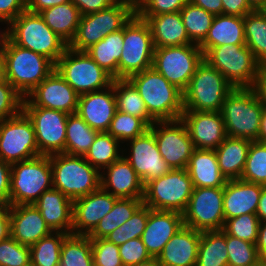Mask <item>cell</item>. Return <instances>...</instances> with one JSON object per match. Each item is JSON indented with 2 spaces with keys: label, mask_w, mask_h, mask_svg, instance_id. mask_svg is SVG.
Here are the masks:
<instances>
[{
  "label": "cell",
  "mask_w": 266,
  "mask_h": 266,
  "mask_svg": "<svg viewBox=\"0 0 266 266\" xmlns=\"http://www.w3.org/2000/svg\"><path fill=\"white\" fill-rule=\"evenodd\" d=\"M128 80L138 90L148 113L156 121L181 119L183 92L153 67L131 75Z\"/></svg>",
  "instance_id": "obj_1"
},
{
  "label": "cell",
  "mask_w": 266,
  "mask_h": 266,
  "mask_svg": "<svg viewBox=\"0 0 266 266\" xmlns=\"http://www.w3.org/2000/svg\"><path fill=\"white\" fill-rule=\"evenodd\" d=\"M263 107L252 87L234 88L220 110L227 136L258 141Z\"/></svg>",
  "instance_id": "obj_2"
},
{
  "label": "cell",
  "mask_w": 266,
  "mask_h": 266,
  "mask_svg": "<svg viewBox=\"0 0 266 266\" xmlns=\"http://www.w3.org/2000/svg\"><path fill=\"white\" fill-rule=\"evenodd\" d=\"M1 55L8 82L24 98L55 70V64L50 59L11 40Z\"/></svg>",
  "instance_id": "obj_3"
},
{
  "label": "cell",
  "mask_w": 266,
  "mask_h": 266,
  "mask_svg": "<svg viewBox=\"0 0 266 266\" xmlns=\"http://www.w3.org/2000/svg\"><path fill=\"white\" fill-rule=\"evenodd\" d=\"M53 188L71 200L86 196L100 188V171L83 156L65 153L50 155Z\"/></svg>",
  "instance_id": "obj_4"
},
{
  "label": "cell",
  "mask_w": 266,
  "mask_h": 266,
  "mask_svg": "<svg viewBox=\"0 0 266 266\" xmlns=\"http://www.w3.org/2000/svg\"><path fill=\"white\" fill-rule=\"evenodd\" d=\"M234 88L216 68L203 59L183 92L184 111L218 112Z\"/></svg>",
  "instance_id": "obj_5"
},
{
  "label": "cell",
  "mask_w": 266,
  "mask_h": 266,
  "mask_svg": "<svg viewBox=\"0 0 266 266\" xmlns=\"http://www.w3.org/2000/svg\"><path fill=\"white\" fill-rule=\"evenodd\" d=\"M10 40L50 59L54 64L68 45L44 22L39 13L24 11L10 26Z\"/></svg>",
  "instance_id": "obj_6"
},
{
  "label": "cell",
  "mask_w": 266,
  "mask_h": 266,
  "mask_svg": "<svg viewBox=\"0 0 266 266\" xmlns=\"http://www.w3.org/2000/svg\"><path fill=\"white\" fill-rule=\"evenodd\" d=\"M52 188L50 156L40 155L11 164L10 205L34 204Z\"/></svg>",
  "instance_id": "obj_7"
},
{
  "label": "cell",
  "mask_w": 266,
  "mask_h": 266,
  "mask_svg": "<svg viewBox=\"0 0 266 266\" xmlns=\"http://www.w3.org/2000/svg\"><path fill=\"white\" fill-rule=\"evenodd\" d=\"M55 69L79 96L106 89L114 80L85 51H75L69 46L55 64Z\"/></svg>",
  "instance_id": "obj_8"
},
{
  "label": "cell",
  "mask_w": 266,
  "mask_h": 266,
  "mask_svg": "<svg viewBox=\"0 0 266 266\" xmlns=\"http://www.w3.org/2000/svg\"><path fill=\"white\" fill-rule=\"evenodd\" d=\"M154 45L149 24L135 14L123 27V47L118 79L152 68Z\"/></svg>",
  "instance_id": "obj_9"
},
{
  "label": "cell",
  "mask_w": 266,
  "mask_h": 266,
  "mask_svg": "<svg viewBox=\"0 0 266 266\" xmlns=\"http://www.w3.org/2000/svg\"><path fill=\"white\" fill-rule=\"evenodd\" d=\"M204 59L235 88L254 86L260 63L245 44L212 47L204 55Z\"/></svg>",
  "instance_id": "obj_10"
},
{
  "label": "cell",
  "mask_w": 266,
  "mask_h": 266,
  "mask_svg": "<svg viewBox=\"0 0 266 266\" xmlns=\"http://www.w3.org/2000/svg\"><path fill=\"white\" fill-rule=\"evenodd\" d=\"M192 191V180L186 168L171 169L144 186L143 203L154 210L183 213Z\"/></svg>",
  "instance_id": "obj_11"
},
{
  "label": "cell",
  "mask_w": 266,
  "mask_h": 266,
  "mask_svg": "<svg viewBox=\"0 0 266 266\" xmlns=\"http://www.w3.org/2000/svg\"><path fill=\"white\" fill-rule=\"evenodd\" d=\"M136 11L124 3L81 16L77 33L69 47L75 51H85L110 33L122 29Z\"/></svg>",
  "instance_id": "obj_12"
},
{
  "label": "cell",
  "mask_w": 266,
  "mask_h": 266,
  "mask_svg": "<svg viewBox=\"0 0 266 266\" xmlns=\"http://www.w3.org/2000/svg\"><path fill=\"white\" fill-rule=\"evenodd\" d=\"M204 55L197 44L154 48L152 67L184 92Z\"/></svg>",
  "instance_id": "obj_13"
},
{
  "label": "cell",
  "mask_w": 266,
  "mask_h": 266,
  "mask_svg": "<svg viewBox=\"0 0 266 266\" xmlns=\"http://www.w3.org/2000/svg\"><path fill=\"white\" fill-rule=\"evenodd\" d=\"M40 156L32 121L22 110L0 121V159L9 164Z\"/></svg>",
  "instance_id": "obj_14"
},
{
  "label": "cell",
  "mask_w": 266,
  "mask_h": 266,
  "mask_svg": "<svg viewBox=\"0 0 266 266\" xmlns=\"http://www.w3.org/2000/svg\"><path fill=\"white\" fill-rule=\"evenodd\" d=\"M185 226L197 231H220L225 224L223 187L193 188L182 213Z\"/></svg>",
  "instance_id": "obj_15"
},
{
  "label": "cell",
  "mask_w": 266,
  "mask_h": 266,
  "mask_svg": "<svg viewBox=\"0 0 266 266\" xmlns=\"http://www.w3.org/2000/svg\"><path fill=\"white\" fill-rule=\"evenodd\" d=\"M149 130L154 134L158 150L170 168H186L196 148L185 123L181 119L155 121Z\"/></svg>",
  "instance_id": "obj_16"
},
{
  "label": "cell",
  "mask_w": 266,
  "mask_h": 266,
  "mask_svg": "<svg viewBox=\"0 0 266 266\" xmlns=\"http://www.w3.org/2000/svg\"><path fill=\"white\" fill-rule=\"evenodd\" d=\"M33 123L40 155L65 153L68 114L43 107H23Z\"/></svg>",
  "instance_id": "obj_17"
},
{
  "label": "cell",
  "mask_w": 266,
  "mask_h": 266,
  "mask_svg": "<svg viewBox=\"0 0 266 266\" xmlns=\"http://www.w3.org/2000/svg\"><path fill=\"white\" fill-rule=\"evenodd\" d=\"M122 156L135 170L144 186L171 170L161 156L154 134L149 129L143 135L125 142Z\"/></svg>",
  "instance_id": "obj_18"
},
{
  "label": "cell",
  "mask_w": 266,
  "mask_h": 266,
  "mask_svg": "<svg viewBox=\"0 0 266 266\" xmlns=\"http://www.w3.org/2000/svg\"><path fill=\"white\" fill-rule=\"evenodd\" d=\"M79 95L55 69L23 100V107H43L76 113Z\"/></svg>",
  "instance_id": "obj_19"
},
{
  "label": "cell",
  "mask_w": 266,
  "mask_h": 266,
  "mask_svg": "<svg viewBox=\"0 0 266 266\" xmlns=\"http://www.w3.org/2000/svg\"><path fill=\"white\" fill-rule=\"evenodd\" d=\"M181 120L196 149L215 150L227 137L220 111H183Z\"/></svg>",
  "instance_id": "obj_20"
},
{
  "label": "cell",
  "mask_w": 266,
  "mask_h": 266,
  "mask_svg": "<svg viewBox=\"0 0 266 266\" xmlns=\"http://www.w3.org/2000/svg\"><path fill=\"white\" fill-rule=\"evenodd\" d=\"M101 187L83 197L73 201V225L71 234L88 235L107 215L117 200Z\"/></svg>",
  "instance_id": "obj_21"
},
{
  "label": "cell",
  "mask_w": 266,
  "mask_h": 266,
  "mask_svg": "<svg viewBox=\"0 0 266 266\" xmlns=\"http://www.w3.org/2000/svg\"><path fill=\"white\" fill-rule=\"evenodd\" d=\"M116 110L113 80L112 85L106 89L80 95L76 113L92 129L107 132Z\"/></svg>",
  "instance_id": "obj_22"
},
{
  "label": "cell",
  "mask_w": 266,
  "mask_h": 266,
  "mask_svg": "<svg viewBox=\"0 0 266 266\" xmlns=\"http://www.w3.org/2000/svg\"><path fill=\"white\" fill-rule=\"evenodd\" d=\"M184 226L183 215L176 211L149 207L148 221L141 239L151 257H157L173 235Z\"/></svg>",
  "instance_id": "obj_23"
},
{
  "label": "cell",
  "mask_w": 266,
  "mask_h": 266,
  "mask_svg": "<svg viewBox=\"0 0 266 266\" xmlns=\"http://www.w3.org/2000/svg\"><path fill=\"white\" fill-rule=\"evenodd\" d=\"M100 174V187L114 197L143 199L144 184L123 156Z\"/></svg>",
  "instance_id": "obj_24"
},
{
  "label": "cell",
  "mask_w": 266,
  "mask_h": 266,
  "mask_svg": "<svg viewBox=\"0 0 266 266\" xmlns=\"http://www.w3.org/2000/svg\"><path fill=\"white\" fill-rule=\"evenodd\" d=\"M51 232L34 204L10 205V236L20 244L30 247Z\"/></svg>",
  "instance_id": "obj_25"
},
{
  "label": "cell",
  "mask_w": 266,
  "mask_h": 266,
  "mask_svg": "<svg viewBox=\"0 0 266 266\" xmlns=\"http://www.w3.org/2000/svg\"><path fill=\"white\" fill-rule=\"evenodd\" d=\"M263 186L242 179L227 180L223 187L225 221L243 214H256Z\"/></svg>",
  "instance_id": "obj_26"
},
{
  "label": "cell",
  "mask_w": 266,
  "mask_h": 266,
  "mask_svg": "<svg viewBox=\"0 0 266 266\" xmlns=\"http://www.w3.org/2000/svg\"><path fill=\"white\" fill-rule=\"evenodd\" d=\"M201 232L183 226L157 256L161 266H196Z\"/></svg>",
  "instance_id": "obj_27"
},
{
  "label": "cell",
  "mask_w": 266,
  "mask_h": 266,
  "mask_svg": "<svg viewBox=\"0 0 266 266\" xmlns=\"http://www.w3.org/2000/svg\"><path fill=\"white\" fill-rule=\"evenodd\" d=\"M34 206L40 211L47 226L52 232L71 234L73 225V200L60 190L45 191Z\"/></svg>",
  "instance_id": "obj_28"
},
{
  "label": "cell",
  "mask_w": 266,
  "mask_h": 266,
  "mask_svg": "<svg viewBox=\"0 0 266 266\" xmlns=\"http://www.w3.org/2000/svg\"><path fill=\"white\" fill-rule=\"evenodd\" d=\"M139 17L150 26L154 48L193 44L188 37L180 12Z\"/></svg>",
  "instance_id": "obj_29"
},
{
  "label": "cell",
  "mask_w": 266,
  "mask_h": 266,
  "mask_svg": "<svg viewBox=\"0 0 266 266\" xmlns=\"http://www.w3.org/2000/svg\"><path fill=\"white\" fill-rule=\"evenodd\" d=\"M186 170L193 188L224 187L227 182L220 171L215 150L195 149Z\"/></svg>",
  "instance_id": "obj_30"
},
{
  "label": "cell",
  "mask_w": 266,
  "mask_h": 266,
  "mask_svg": "<svg viewBox=\"0 0 266 266\" xmlns=\"http://www.w3.org/2000/svg\"><path fill=\"white\" fill-rule=\"evenodd\" d=\"M226 44H245L244 17L214 16L208 35L199 47L205 55L212 47Z\"/></svg>",
  "instance_id": "obj_31"
},
{
  "label": "cell",
  "mask_w": 266,
  "mask_h": 266,
  "mask_svg": "<svg viewBox=\"0 0 266 266\" xmlns=\"http://www.w3.org/2000/svg\"><path fill=\"white\" fill-rule=\"evenodd\" d=\"M251 142L248 139L227 136L215 149L220 171L227 180L241 178Z\"/></svg>",
  "instance_id": "obj_32"
},
{
  "label": "cell",
  "mask_w": 266,
  "mask_h": 266,
  "mask_svg": "<svg viewBox=\"0 0 266 266\" xmlns=\"http://www.w3.org/2000/svg\"><path fill=\"white\" fill-rule=\"evenodd\" d=\"M39 14L52 31L69 46L76 36L82 16L79 9L69 2L44 9Z\"/></svg>",
  "instance_id": "obj_33"
},
{
  "label": "cell",
  "mask_w": 266,
  "mask_h": 266,
  "mask_svg": "<svg viewBox=\"0 0 266 266\" xmlns=\"http://www.w3.org/2000/svg\"><path fill=\"white\" fill-rule=\"evenodd\" d=\"M123 47V28L105 36L85 52L114 79H118V62Z\"/></svg>",
  "instance_id": "obj_34"
},
{
  "label": "cell",
  "mask_w": 266,
  "mask_h": 266,
  "mask_svg": "<svg viewBox=\"0 0 266 266\" xmlns=\"http://www.w3.org/2000/svg\"><path fill=\"white\" fill-rule=\"evenodd\" d=\"M117 110L140 118L149 128L156 121L147 111L138 90L128 79H114Z\"/></svg>",
  "instance_id": "obj_35"
},
{
  "label": "cell",
  "mask_w": 266,
  "mask_h": 266,
  "mask_svg": "<svg viewBox=\"0 0 266 266\" xmlns=\"http://www.w3.org/2000/svg\"><path fill=\"white\" fill-rule=\"evenodd\" d=\"M143 204V199L118 198L112 210L98 222L87 236L90 239L106 238L116 228L130 219Z\"/></svg>",
  "instance_id": "obj_36"
},
{
  "label": "cell",
  "mask_w": 266,
  "mask_h": 266,
  "mask_svg": "<svg viewBox=\"0 0 266 266\" xmlns=\"http://www.w3.org/2000/svg\"><path fill=\"white\" fill-rule=\"evenodd\" d=\"M196 266H228L226 232H201Z\"/></svg>",
  "instance_id": "obj_37"
},
{
  "label": "cell",
  "mask_w": 266,
  "mask_h": 266,
  "mask_svg": "<svg viewBox=\"0 0 266 266\" xmlns=\"http://www.w3.org/2000/svg\"><path fill=\"white\" fill-rule=\"evenodd\" d=\"M98 133L97 130L92 129L77 113L68 114L65 154L84 157Z\"/></svg>",
  "instance_id": "obj_38"
},
{
  "label": "cell",
  "mask_w": 266,
  "mask_h": 266,
  "mask_svg": "<svg viewBox=\"0 0 266 266\" xmlns=\"http://www.w3.org/2000/svg\"><path fill=\"white\" fill-rule=\"evenodd\" d=\"M123 153V145L108 132H99L84 155L85 160L100 172L112 165Z\"/></svg>",
  "instance_id": "obj_39"
},
{
  "label": "cell",
  "mask_w": 266,
  "mask_h": 266,
  "mask_svg": "<svg viewBox=\"0 0 266 266\" xmlns=\"http://www.w3.org/2000/svg\"><path fill=\"white\" fill-rule=\"evenodd\" d=\"M245 45L255 59L266 63V18L260 10H253L244 16Z\"/></svg>",
  "instance_id": "obj_40"
},
{
  "label": "cell",
  "mask_w": 266,
  "mask_h": 266,
  "mask_svg": "<svg viewBox=\"0 0 266 266\" xmlns=\"http://www.w3.org/2000/svg\"><path fill=\"white\" fill-rule=\"evenodd\" d=\"M60 266H93L92 240L87 235L69 234L61 246Z\"/></svg>",
  "instance_id": "obj_41"
},
{
  "label": "cell",
  "mask_w": 266,
  "mask_h": 266,
  "mask_svg": "<svg viewBox=\"0 0 266 266\" xmlns=\"http://www.w3.org/2000/svg\"><path fill=\"white\" fill-rule=\"evenodd\" d=\"M69 234L51 232L30 246V260L33 266H60L61 246Z\"/></svg>",
  "instance_id": "obj_42"
},
{
  "label": "cell",
  "mask_w": 266,
  "mask_h": 266,
  "mask_svg": "<svg viewBox=\"0 0 266 266\" xmlns=\"http://www.w3.org/2000/svg\"><path fill=\"white\" fill-rule=\"evenodd\" d=\"M180 14L190 41L200 45L208 35L214 15L189 1Z\"/></svg>",
  "instance_id": "obj_43"
},
{
  "label": "cell",
  "mask_w": 266,
  "mask_h": 266,
  "mask_svg": "<svg viewBox=\"0 0 266 266\" xmlns=\"http://www.w3.org/2000/svg\"><path fill=\"white\" fill-rule=\"evenodd\" d=\"M148 129L140 118L116 110L107 132L123 145L128 140L143 135Z\"/></svg>",
  "instance_id": "obj_44"
},
{
  "label": "cell",
  "mask_w": 266,
  "mask_h": 266,
  "mask_svg": "<svg viewBox=\"0 0 266 266\" xmlns=\"http://www.w3.org/2000/svg\"><path fill=\"white\" fill-rule=\"evenodd\" d=\"M240 179L266 186V143L251 142Z\"/></svg>",
  "instance_id": "obj_45"
},
{
  "label": "cell",
  "mask_w": 266,
  "mask_h": 266,
  "mask_svg": "<svg viewBox=\"0 0 266 266\" xmlns=\"http://www.w3.org/2000/svg\"><path fill=\"white\" fill-rule=\"evenodd\" d=\"M148 215L149 207L143 204L130 219L111 232L106 239L119 246L131 239L141 238L148 221Z\"/></svg>",
  "instance_id": "obj_46"
},
{
  "label": "cell",
  "mask_w": 266,
  "mask_h": 266,
  "mask_svg": "<svg viewBox=\"0 0 266 266\" xmlns=\"http://www.w3.org/2000/svg\"><path fill=\"white\" fill-rule=\"evenodd\" d=\"M228 266H260L256 245L226 233Z\"/></svg>",
  "instance_id": "obj_47"
},
{
  "label": "cell",
  "mask_w": 266,
  "mask_h": 266,
  "mask_svg": "<svg viewBox=\"0 0 266 266\" xmlns=\"http://www.w3.org/2000/svg\"><path fill=\"white\" fill-rule=\"evenodd\" d=\"M260 220L256 214H243L227 219L223 230L233 237L256 244Z\"/></svg>",
  "instance_id": "obj_48"
},
{
  "label": "cell",
  "mask_w": 266,
  "mask_h": 266,
  "mask_svg": "<svg viewBox=\"0 0 266 266\" xmlns=\"http://www.w3.org/2000/svg\"><path fill=\"white\" fill-rule=\"evenodd\" d=\"M31 264L30 247L20 244L11 236L0 241V266H28Z\"/></svg>",
  "instance_id": "obj_49"
},
{
  "label": "cell",
  "mask_w": 266,
  "mask_h": 266,
  "mask_svg": "<svg viewBox=\"0 0 266 266\" xmlns=\"http://www.w3.org/2000/svg\"><path fill=\"white\" fill-rule=\"evenodd\" d=\"M92 240L93 266H124L119 255V246L106 238Z\"/></svg>",
  "instance_id": "obj_50"
},
{
  "label": "cell",
  "mask_w": 266,
  "mask_h": 266,
  "mask_svg": "<svg viewBox=\"0 0 266 266\" xmlns=\"http://www.w3.org/2000/svg\"><path fill=\"white\" fill-rule=\"evenodd\" d=\"M24 97L9 83L0 85V121L23 110Z\"/></svg>",
  "instance_id": "obj_51"
},
{
  "label": "cell",
  "mask_w": 266,
  "mask_h": 266,
  "mask_svg": "<svg viewBox=\"0 0 266 266\" xmlns=\"http://www.w3.org/2000/svg\"><path fill=\"white\" fill-rule=\"evenodd\" d=\"M119 255L124 266H134L151 258L141 238L119 245Z\"/></svg>",
  "instance_id": "obj_52"
},
{
  "label": "cell",
  "mask_w": 266,
  "mask_h": 266,
  "mask_svg": "<svg viewBox=\"0 0 266 266\" xmlns=\"http://www.w3.org/2000/svg\"><path fill=\"white\" fill-rule=\"evenodd\" d=\"M189 0H144L136 10L138 16L180 12Z\"/></svg>",
  "instance_id": "obj_53"
},
{
  "label": "cell",
  "mask_w": 266,
  "mask_h": 266,
  "mask_svg": "<svg viewBox=\"0 0 266 266\" xmlns=\"http://www.w3.org/2000/svg\"><path fill=\"white\" fill-rule=\"evenodd\" d=\"M27 10L26 0H0V17L10 23L22 12Z\"/></svg>",
  "instance_id": "obj_54"
},
{
  "label": "cell",
  "mask_w": 266,
  "mask_h": 266,
  "mask_svg": "<svg viewBox=\"0 0 266 266\" xmlns=\"http://www.w3.org/2000/svg\"><path fill=\"white\" fill-rule=\"evenodd\" d=\"M11 164L0 159V204L10 205Z\"/></svg>",
  "instance_id": "obj_55"
},
{
  "label": "cell",
  "mask_w": 266,
  "mask_h": 266,
  "mask_svg": "<svg viewBox=\"0 0 266 266\" xmlns=\"http://www.w3.org/2000/svg\"><path fill=\"white\" fill-rule=\"evenodd\" d=\"M71 2L79 9L81 15L107 9L116 3L114 0H71Z\"/></svg>",
  "instance_id": "obj_56"
},
{
  "label": "cell",
  "mask_w": 266,
  "mask_h": 266,
  "mask_svg": "<svg viewBox=\"0 0 266 266\" xmlns=\"http://www.w3.org/2000/svg\"><path fill=\"white\" fill-rule=\"evenodd\" d=\"M224 15L244 17L253 9L247 3V0H221Z\"/></svg>",
  "instance_id": "obj_57"
},
{
  "label": "cell",
  "mask_w": 266,
  "mask_h": 266,
  "mask_svg": "<svg viewBox=\"0 0 266 266\" xmlns=\"http://www.w3.org/2000/svg\"><path fill=\"white\" fill-rule=\"evenodd\" d=\"M252 88L256 92L261 104L266 107V63L260 64L258 75Z\"/></svg>",
  "instance_id": "obj_58"
},
{
  "label": "cell",
  "mask_w": 266,
  "mask_h": 266,
  "mask_svg": "<svg viewBox=\"0 0 266 266\" xmlns=\"http://www.w3.org/2000/svg\"><path fill=\"white\" fill-rule=\"evenodd\" d=\"M27 11L39 13L44 9L71 2V0H26Z\"/></svg>",
  "instance_id": "obj_59"
},
{
  "label": "cell",
  "mask_w": 266,
  "mask_h": 266,
  "mask_svg": "<svg viewBox=\"0 0 266 266\" xmlns=\"http://www.w3.org/2000/svg\"><path fill=\"white\" fill-rule=\"evenodd\" d=\"M10 236V205L0 204V241Z\"/></svg>",
  "instance_id": "obj_60"
},
{
  "label": "cell",
  "mask_w": 266,
  "mask_h": 266,
  "mask_svg": "<svg viewBox=\"0 0 266 266\" xmlns=\"http://www.w3.org/2000/svg\"><path fill=\"white\" fill-rule=\"evenodd\" d=\"M189 2L194 5L200 6L214 16L223 14L221 0H189Z\"/></svg>",
  "instance_id": "obj_61"
},
{
  "label": "cell",
  "mask_w": 266,
  "mask_h": 266,
  "mask_svg": "<svg viewBox=\"0 0 266 266\" xmlns=\"http://www.w3.org/2000/svg\"><path fill=\"white\" fill-rule=\"evenodd\" d=\"M255 245L261 263H266V222H260L259 224L258 238Z\"/></svg>",
  "instance_id": "obj_62"
},
{
  "label": "cell",
  "mask_w": 266,
  "mask_h": 266,
  "mask_svg": "<svg viewBox=\"0 0 266 266\" xmlns=\"http://www.w3.org/2000/svg\"><path fill=\"white\" fill-rule=\"evenodd\" d=\"M10 26L11 23L7 19L0 17V53L4 50V48L10 41Z\"/></svg>",
  "instance_id": "obj_63"
},
{
  "label": "cell",
  "mask_w": 266,
  "mask_h": 266,
  "mask_svg": "<svg viewBox=\"0 0 266 266\" xmlns=\"http://www.w3.org/2000/svg\"><path fill=\"white\" fill-rule=\"evenodd\" d=\"M256 215L260 222H266V186H263Z\"/></svg>",
  "instance_id": "obj_64"
},
{
  "label": "cell",
  "mask_w": 266,
  "mask_h": 266,
  "mask_svg": "<svg viewBox=\"0 0 266 266\" xmlns=\"http://www.w3.org/2000/svg\"><path fill=\"white\" fill-rule=\"evenodd\" d=\"M258 141L266 143V107H263V111L261 114V124Z\"/></svg>",
  "instance_id": "obj_65"
},
{
  "label": "cell",
  "mask_w": 266,
  "mask_h": 266,
  "mask_svg": "<svg viewBox=\"0 0 266 266\" xmlns=\"http://www.w3.org/2000/svg\"><path fill=\"white\" fill-rule=\"evenodd\" d=\"M7 82L8 80L6 75L5 62L0 53V85L5 84Z\"/></svg>",
  "instance_id": "obj_66"
},
{
  "label": "cell",
  "mask_w": 266,
  "mask_h": 266,
  "mask_svg": "<svg viewBox=\"0 0 266 266\" xmlns=\"http://www.w3.org/2000/svg\"><path fill=\"white\" fill-rule=\"evenodd\" d=\"M116 3H124L131 6L135 11L142 5L144 0H114Z\"/></svg>",
  "instance_id": "obj_67"
},
{
  "label": "cell",
  "mask_w": 266,
  "mask_h": 266,
  "mask_svg": "<svg viewBox=\"0 0 266 266\" xmlns=\"http://www.w3.org/2000/svg\"><path fill=\"white\" fill-rule=\"evenodd\" d=\"M247 3L253 10H260L266 4V0H247Z\"/></svg>",
  "instance_id": "obj_68"
},
{
  "label": "cell",
  "mask_w": 266,
  "mask_h": 266,
  "mask_svg": "<svg viewBox=\"0 0 266 266\" xmlns=\"http://www.w3.org/2000/svg\"><path fill=\"white\" fill-rule=\"evenodd\" d=\"M134 266H161L160 263L158 262L157 257H151L149 260L140 262L137 265Z\"/></svg>",
  "instance_id": "obj_69"
},
{
  "label": "cell",
  "mask_w": 266,
  "mask_h": 266,
  "mask_svg": "<svg viewBox=\"0 0 266 266\" xmlns=\"http://www.w3.org/2000/svg\"><path fill=\"white\" fill-rule=\"evenodd\" d=\"M260 11L266 18V4L260 9Z\"/></svg>",
  "instance_id": "obj_70"
},
{
  "label": "cell",
  "mask_w": 266,
  "mask_h": 266,
  "mask_svg": "<svg viewBox=\"0 0 266 266\" xmlns=\"http://www.w3.org/2000/svg\"><path fill=\"white\" fill-rule=\"evenodd\" d=\"M260 266H266V263H261Z\"/></svg>",
  "instance_id": "obj_71"
}]
</instances>
